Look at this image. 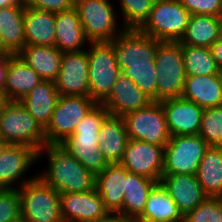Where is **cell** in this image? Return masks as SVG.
Listing matches in <instances>:
<instances>
[{"label": "cell", "mask_w": 222, "mask_h": 222, "mask_svg": "<svg viewBox=\"0 0 222 222\" xmlns=\"http://www.w3.org/2000/svg\"><path fill=\"white\" fill-rule=\"evenodd\" d=\"M43 154L47 157L48 165L37 175L59 194L95 189L96 175L59 144H48L42 148L38 152V161Z\"/></svg>", "instance_id": "cell-1"}, {"label": "cell", "mask_w": 222, "mask_h": 222, "mask_svg": "<svg viewBox=\"0 0 222 222\" xmlns=\"http://www.w3.org/2000/svg\"><path fill=\"white\" fill-rule=\"evenodd\" d=\"M109 114L103 104L96 103L78 123L73 134L59 143L94 175L101 173L109 164L100 152L98 136L102 122Z\"/></svg>", "instance_id": "cell-2"}, {"label": "cell", "mask_w": 222, "mask_h": 222, "mask_svg": "<svg viewBox=\"0 0 222 222\" xmlns=\"http://www.w3.org/2000/svg\"><path fill=\"white\" fill-rule=\"evenodd\" d=\"M0 138L8 144L31 147L37 153L47 145L43 127L20 101H8L0 112Z\"/></svg>", "instance_id": "cell-3"}, {"label": "cell", "mask_w": 222, "mask_h": 222, "mask_svg": "<svg viewBox=\"0 0 222 222\" xmlns=\"http://www.w3.org/2000/svg\"><path fill=\"white\" fill-rule=\"evenodd\" d=\"M157 102L181 97L186 71L180 42L161 41L155 54Z\"/></svg>", "instance_id": "cell-4"}, {"label": "cell", "mask_w": 222, "mask_h": 222, "mask_svg": "<svg viewBox=\"0 0 222 222\" xmlns=\"http://www.w3.org/2000/svg\"><path fill=\"white\" fill-rule=\"evenodd\" d=\"M89 97L101 104L121 74L111 42H91L87 47Z\"/></svg>", "instance_id": "cell-5"}, {"label": "cell", "mask_w": 222, "mask_h": 222, "mask_svg": "<svg viewBox=\"0 0 222 222\" xmlns=\"http://www.w3.org/2000/svg\"><path fill=\"white\" fill-rule=\"evenodd\" d=\"M189 17L180 0H155L148 19L139 30L158 41L179 42Z\"/></svg>", "instance_id": "cell-6"}, {"label": "cell", "mask_w": 222, "mask_h": 222, "mask_svg": "<svg viewBox=\"0 0 222 222\" xmlns=\"http://www.w3.org/2000/svg\"><path fill=\"white\" fill-rule=\"evenodd\" d=\"M17 191L23 217L31 222H63L59 193L38 175Z\"/></svg>", "instance_id": "cell-7"}, {"label": "cell", "mask_w": 222, "mask_h": 222, "mask_svg": "<svg viewBox=\"0 0 222 222\" xmlns=\"http://www.w3.org/2000/svg\"><path fill=\"white\" fill-rule=\"evenodd\" d=\"M111 0H76L83 30L90 42H111L125 28L119 25V14ZM118 21V24H117ZM122 27V28H119Z\"/></svg>", "instance_id": "cell-8"}, {"label": "cell", "mask_w": 222, "mask_h": 222, "mask_svg": "<svg viewBox=\"0 0 222 222\" xmlns=\"http://www.w3.org/2000/svg\"><path fill=\"white\" fill-rule=\"evenodd\" d=\"M209 145L200 135L170 136L164 147L162 175H196Z\"/></svg>", "instance_id": "cell-9"}, {"label": "cell", "mask_w": 222, "mask_h": 222, "mask_svg": "<svg viewBox=\"0 0 222 222\" xmlns=\"http://www.w3.org/2000/svg\"><path fill=\"white\" fill-rule=\"evenodd\" d=\"M129 139L165 147L170 140L165 110L161 102L127 113L123 117Z\"/></svg>", "instance_id": "cell-10"}, {"label": "cell", "mask_w": 222, "mask_h": 222, "mask_svg": "<svg viewBox=\"0 0 222 222\" xmlns=\"http://www.w3.org/2000/svg\"><path fill=\"white\" fill-rule=\"evenodd\" d=\"M96 102L89 96L60 95L50 123L44 129L48 144H59L73 134L78 123Z\"/></svg>", "instance_id": "cell-11"}, {"label": "cell", "mask_w": 222, "mask_h": 222, "mask_svg": "<svg viewBox=\"0 0 222 222\" xmlns=\"http://www.w3.org/2000/svg\"><path fill=\"white\" fill-rule=\"evenodd\" d=\"M160 42L139 29H124L111 41L121 73L128 69V65L155 64Z\"/></svg>", "instance_id": "cell-12"}, {"label": "cell", "mask_w": 222, "mask_h": 222, "mask_svg": "<svg viewBox=\"0 0 222 222\" xmlns=\"http://www.w3.org/2000/svg\"><path fill=\"white\" fill-rule=\"evenodd\" d=\"M36 161L38 153L33 148L8 144L0 156V189H18L33 180L37 173L28 177L25 173L36 165Z\"/></svg>", "instance_id": "cell-13"}, {"label": "cell", "mask_w": 222, "mask_h": 222, "mask_svg": "<svg viewBox=\"0 0 222 222\" xmlns=\"http://www.w3.org/2000/svg\"><path fill=\"white\" fill-rule=\"evenodd\" d=\"M163 158V146L129 139L120 164L129 172L160 182Z\"/></svg>", "instance_id": "cell-14"}, {"label": "cell", "mask_w": 222, "mask_h": 222, "mask_svg": "<svg viewBox=\"0 0 222 222\" xmlns=\"http://www.w3.org/2000/svg\"><path fill=\"white\" fill-rule=\"evenodd\" d=\"M59 95L89 96V63L87 51L64 52L57 79Z\"/></svg>", "instance_id": "cell-15"}, {"label": "cell", "mask_w": 222, "mask_h": 222, "mask_svg": "<svg viewBox=\"0 0 222 222\" xmlns=\"http://www.w3.org/2000/svg\"><path fill=\"white\" fill-rule=\"evenodd\" d=\"M59 198L63 222H93L108 212L96 188L86 192L60 193Z\"/></svg>", "instance_id": "cell-16"}, {"label": "cell", "mask_w": 222, "mask_h": 222, "mask_svg": "<svg viewBox=\"0 0 222 222\" xmlns=\"http://www.w3.org/2000/svg\"><path fill=\"white\" fill-rule=\"evenodd\" d=\"M171 136L198 135L203 108L183 97L161 101Z\"/></svg>", "instance_id": "cell-17"}, {"label": "cell", "mask_w": 222, "mask_h": 222, "mask_svg": "<svg viewBox=\"0 0 222 222\" xmlns=\"http://www.w3.org/2000/svg\"><path fill=\"white\" fill-rule=\"evenodd\" d=\"M152 101L124 74H120L110 95L101 103L110 115L123 117L127 113L147 107Z\"/></svg>", "instance_id": "cell-18"}, {"label": "cell", "mask_w": 222, "mask_h": 222, "mask_svg": "<svg viewBox=\"0 0 222 222\" xmlns=\"http://www.w3.org/2000/svg\"><path fill=\"white\" fill-rule=\"evenodd\" d=\"M160 183L183 215L193 210L207 197L196 175H162Z\"/></svg>", "instance_id": "cell-19"}, {"label": "cell", "mask_w": 222, "mask_h": 222, "mask_svg": "<svg viewBox=\"0 0 222 222\" xmlns=\"http://www.w3.org/2000/svg\"><path fill=\"white\" fill-rule=\"evenodd\" d=\"M55 25V47L63 53L84 51L91 43L85 35L78 11L75 7L68 11L56 12Z\"/></svg>", "instance_id": "cell-20"}, {"label": "cell", "mask_w": 222, "mask_h": 222, "mask_svg": "<svg viewBox=\"0 0 222 222\" xmlns=\"http://www.w3.org/2000/svg\"><path fill=\"white\" fill-rule=\"evenodd\" d=\"M125 178L126 168L120 163H109L101 173L96 175L95 188L108 211L122 214Z\"/></svg>", "instance_id": "cell-21"}, {"label": "cell", "mask_w": 222, "mask_h": 222, "mask_svg": "<svg viewBox=\"0 0 222 222\" xmlns=\"http://www.w3.org/2000/svg\"><path fill=\"white\" fill-rule=\"evenodd\" d=\"M41 81L37 72L18 55L9 54L6 83L3 89L8 101H20Z\"/></svg>", "instance_id": "cell-22"}, {"label": "cell", "mask_w": 222, "mask_h": 222, "mask_svg": "<svg viewBox=\"0 0 222 222\" xmlns=\"http://www.w3.org/2000/svg\"><path fill=\"white\" fill-rule=\"evenodd\" d=\"M181 97L203 109L222 105V76H186Z\"/></svg>", "instance_id": "cell-23"}, {"label": "cell", "mask_w": 222, "mask_h": 222, "mask_svg": "<svg viewBox=\"0 0 222 222\" xmlns=\"http://www.w3.org/2000/svg\"><path fill=\"white\" fill-rule=\"evenodd\" d=\"M99 149L108 163H120L129 140L124 120L120 116L108 115L98 132Z\"/></svg>", "instance_id": "cell-24"}, {"label": "cell", "mask_w": 222, "mask_h": 222, "mask_svg": "<svg viewBox=\"0 0 222 222\" xmlns=\"http://www.w3.org/2000/svg\"><path fill=\"white\" fill-rule=\"evenodd\" d=\"M59 96L54 81L42 80L20 102L45 129L50 123Z\"/></svg>", "instance_id": "cell-25"}, {"label": "cell", "mask_w": 222, "mask_h": 222, "mask_svg": "<svg viewBox=\"0 0 222 222\" xmlns=\"http://www.w3.org/2000/svg\"><path fill=\"white\" fill-rule=\"evenodd\" d=\"M55 27L54 12L25 7V45L55 46Z\"/></svg>", "instance_id": "cell-26"}, {"label": "cell", "mask_w": 222, "mask_h": 222, "mask_svg": "<svg viewBox=\"0 0 222 222\" xmlns=\"http://www.w3.org/2000/svg\"><path fill=\"white\" fill-rule=\"evenodd\" d=\"M17 55L33 68L42 80L57 79L63 52L55 46L25 45Z\"/></svg>", "instance_id": "cell-27"}, {"label": "cell", "mask_w": 222, "mask_h": 222, "mask_svg": "<svg viewBox=\"0 0 222 222\" xmlns=\"http://www.w3.org/2000/svg\"><path fill=\"white\" fill-rule=\"evenodd\" d=\"M222 36V17L190 15L182 45L210 48Z\"/></svg>", "instance_id": "cell-28"}, {"label": "cell", "mask_w": 222, "mask_h": 222, "mask_svg": "<svg viewBox=\"0 0 222 222\" xmlns=\"http://www.w3.org/2000/svg\"><path fill=\"white\" fill-rule=\"evenodd\" d=\"M23 5L0 8V37L4 49L17 55L25 46Z\"/></svg>", "instance_id": "cell-29"}, {"label": "cell", "mask_w": 222, "mask_h": 222, "mask_svg": "<svg viewBox=\"0 0 222 222\" xmlns=\"http://www.w3.org/2000/svg\"><path fill=\"white\" fill-rule=\"evenodd\" d=\"M157 183L151 178L134 174L126 169L122 214L128 219L140 216L145 208L149 193Z\"/></svg>", "instance_id": "cell-30"}, {"label": "cell", "mask_w": 222, "mask_h": 222, "mask_svg": "<svg viewBox=\"0 0 222 222\" xmlns=\"http://www.w3.org/2000/svg\"><path fill=\"white\" fill-rule=\"evenodd\" d=\"M196 178L207 196H222V147L209 146L199 164Z\"/></svg>", "instance_id": "cell-31"}, {"label": "cell", "mask_w": 222, "mask_h": 222, "mask_svg": "<svg viewBox=\"0 0 222 222\" xmlns=\"http://www.w3.org/2000/svg\"><path fill=\"white\" fill-rule=\"evenodd\" d=\"M140 216L160 222H184V215L160 182L149 193Z\"/></svg>", "instance_id": "cell-32"}, {"label": "cell", "mask_w": 222, "mask_h": 222, "mask_svg": "<svg viewBox=\"0 0 222 222\" xmlns=\"http://www.w3.org/2000/svg\"><path fill=\"white\" fill-rule=\"evenodd\" d=\"M182 56L187 76H207L221 73L210 48L182 45Z\"/></svg>", "instance_id": "cell-33"}, {"label": "cell", "mask_w": 222, "mask_h": 222, "mask_svg": "<svg viewBox=\"0 0 222 222\" xmlns=\"http://www.w3.org/2000/svg\"><path fill=\"white\" fill-rule=\"evenodd\" d=\"M155 0H119V14L125 29H139L148 19Z\"/></svg>", "instance_id": "cell-34"}, {"label": "cell", "mask_w": 222, "mask_h": 222, "mask_svg": "<svg viewBox=\"0 0 222 222\" xmlns=\"http://www.w3.org/2000/svg\"><path fill=\"white\" fill-rule=\"evenodd\" d=\"M122 74L130 78L152 102H157V82L155 64L128 65Z\"/></svg>", "instance_id": "cell-35"}, {"label": "cell", "mask_w": 222, "mask_h": 222, "mask_svg": "<svg viewBox=\"0 0 222 222\" xmlns=\"http://www.w3.org/2000/svg\"><path fill=\"white\" fill-rule=\"evenodd\" d=\"M200 135L209 146L222 147V105L203 110Z\"/></svg>", "instance_id": "cell-36"}, {"label": "cell", "mask_w": 222, "mask_h": 222, "mask_svg": "<svg viewBox=\"0 0 222 222\" xmlns=\"http://www.w3.org/2000/svg\"><path fill=\"white\" fill-rule=\"evenodd\" d=\"M184 222H222V201L220 197L207 196L193 210L184 215Z\"/></svg>", "instance_id": "cell-37"}, {"label": "cell", "mask_w": 222, "mask_h": 222, "mask_svg": "<svg viewBox=\"0 0 222 222\" xmlns=\"http://www.w3.org/2000/svg\"><path fill=\"white\" fill-rule=\"evenodd\" d=\"M21 216L17 189H0V222H12Z\"/></svg>", "instance_id": "cell-38"}, {"label": "cell", "mask_w": 222, "mask_h": 222, "mask_svg": "<svg viewBox=\"0 0 222 222\" xmlns=\"http://www.w3.org/2000/svg\"><path fill=\"white\" fill-rule=\"evenodd\" d=\"M190 15L222 17V0H180Z\"/></svg>", "instance_id": "cell-39"}, {"label": "cell", "mask_w": 222, "mask_h": 222, "mask_svg": "<svg viewBox=\"0 0 222 222\" xmlns=\"http://www.w3.org/2000/svg\"><path fill=\"white\" fill-rule=\"evenodd\" d=\"M74 5V0H23L24 7L54 13L71 10Z\"/></svg>", "instance_id": "cell-40"}, {"label": "cell", "mask_w": 222, "mask_h": 222, "mask_svg": "<svg viewBox=\"0 0 222 222\" xmlns=\"http://www.w3.org/2000/svg\"><path fill=\"white\" fill-rule=\"evenodd\" d=\"M93 222H129V219L120 212L108 211L105 215L99 217Z\"/></svg>", "instance_id": "cell-41"}, {"label": "cell", "mask_w": 222, "mask_h": 222, "mask_svg": "<svg viewBox=\"0 0 222 222\" xmlns=\"http://www.w3.org/2000/svg\"><path fill=\"white\" fill-rule=\"evenodd\" d=\"M213 58L222 69V36L210 47Z\"/></svg>", "instance_id": "cell-42"}, {"label": "cell", "mask_w": 222, "mask_h": 222, "mask_svg": "<svg viewBox=\"0 0 222 222\" xmlns=\"http://www.w3.org/2000/svg\"><path fill=\"white\" fill-rule=\"evenodd\" d=\"M9 63V54L0 55V89H4L6 83V72Z\"/></svg>", "instance_id": "cell-43"}, {"label": "cell", "mask_w": 222, "mask_h": 222, "mask_svg": "<svg viewBox=\"0 0 222 222\" xmlns=\"http://www.w3.org/2000/svg\"><path fill=\"white\" fill-rule=\"evenodd\" d=\"M23 5V0H0V8Z\"/></svg>", "instance_id": "cell-44"}, {"label": "cell", "mask_w": 222, "mask_h": 222, "mask_svg": "<svg viewBox=\"0 0 222 222\" xmlns=\"http://www.w3.org/2000/svg\"><path fill=\"white\" fill-rule=\"evenodd\" d=\"M129 222H160L157 220H151L142 216H135L129 219Z\"/></svg>", "instance_id": "cell-45"}, {"label": "cell", "mask_w": 222, "mask_h": 222, "mask_svg": "<svg viewBox=\"0 0 222 222\" xmlns=\"http://www.w3.org/2000/svg\"><path fill=\"white\" fill-rule=\"evenodd\" d=\"M8 102L7 97L5 96V92L0 89V112L4 108V105Z\"/></svg>", "instance_id": "cell-46"}, {"label": "cell", "mask_w": 222, "mask_h": 222, "mask_svg": "<svg viewBox=\"0 0 222 222\" xmlns=\"http://www.w3.org/2000/svg\"><path fill=\"white\" fill-rule=\"evenodd\" d=\"M7 145H8V143L0 138V156Z\"/></svg>", "instance_id": "cell-47"}, {"label": "cell", "mask_w": 222, "mask_h": 222, "mask_svg": "<svg viewBox=\"0 0 222 222\" xmlns=\"http://www.w3.org/2000/svg\"><path fill=\"white\" fill-rule=\"evenodd\" d=\"M9 53L4 49L3 43L0 37V55H8Z\"/></svg>", "instance_id": "cell-48"}, {"label": "cell", "mask_w": 222, "mask_h": 222, "mask_svg": "<svg viewBox=\"0 0 222 222\" xmlns=\"http://www.w3.org/2000/svg\"><path fill=\"white\" fill-rule=\"evenodd\" d=\"M12 222H31L28 219H26L25 217H23L22 215L19 216L18 218H16L14 221Z\"/></svg>", "instance_id": "cell-49"}]
</instances>
